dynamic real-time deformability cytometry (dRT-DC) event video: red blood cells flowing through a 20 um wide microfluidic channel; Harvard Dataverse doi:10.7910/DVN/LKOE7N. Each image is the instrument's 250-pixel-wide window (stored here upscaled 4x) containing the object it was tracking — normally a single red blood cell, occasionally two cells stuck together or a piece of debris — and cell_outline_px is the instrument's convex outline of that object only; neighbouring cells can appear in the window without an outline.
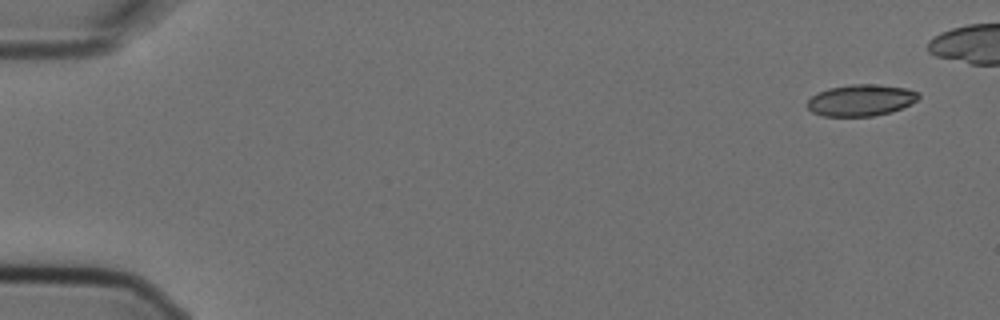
{"species": "Egyptian fruit bat (a non-hibernating species)", "species_latin": "Rousettus aegyptiacus", "temperature_condition": "cold", "stored_images_in_passage": 6, "camera_frame_rate_fps": 3000, "um_per_image_px": 0.085, "animal": {"sex": "female"}, "frame": {"image": 1, "passage_image": 1, "time_ms": 0.0, "image_size_px": [1000, 320], "cell_outline_px": [[920, 96], [916, 100], [892, 112], [872, 116], [824, 116], [812, 112], [804, 104], [812, 96], [828, 88], [852, 84], [880, 84], [908, 88], [920, 92]], "centroid_in_image_um": [73.18, 8.51], "position_along_channel_um": 11.8, "area_um2": 20.52}}